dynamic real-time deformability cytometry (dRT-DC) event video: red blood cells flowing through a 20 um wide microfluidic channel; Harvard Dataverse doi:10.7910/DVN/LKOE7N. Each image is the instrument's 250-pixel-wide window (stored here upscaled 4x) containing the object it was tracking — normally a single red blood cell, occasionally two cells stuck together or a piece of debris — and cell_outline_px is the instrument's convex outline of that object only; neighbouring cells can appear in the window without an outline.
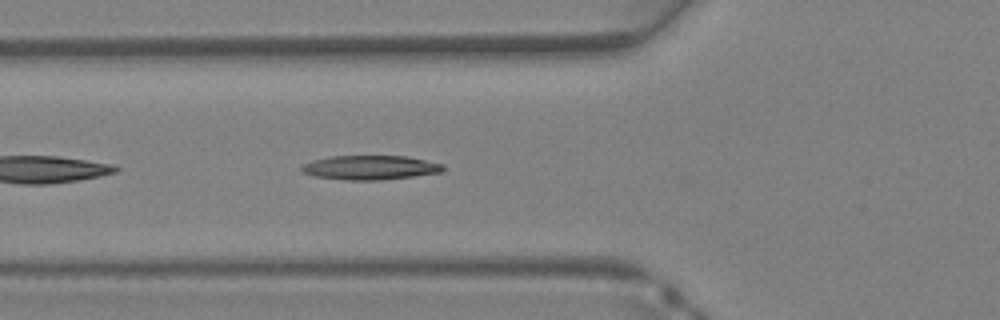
{"species": "Egyptian fruit bat (a non-hibernating species)", "species_latin": "Rousettus aegyptiacus", "temperature_condition": "warm", "stored_images_in_passage": 32, "camera_frame_rate_fps": 3000, "um_per_image_px": 0.085, "animal": {"sex": "female"}, "frame": {"image": 1, "passage_image": 9, "time_ms": 2.667, "image_size_px": [1000, 320], "cell_outline_px": [[444, 172], [380, 180], [344, 180], [316, 176], [304, 172], [300, 168], [304, 164], [312, 160], [332, 156], [404, 156], [444, 164]], "centroid_in_image_um": [31.48, 14.24], "position_along_channel_um": 94.3, "area_um2": 19.83}}
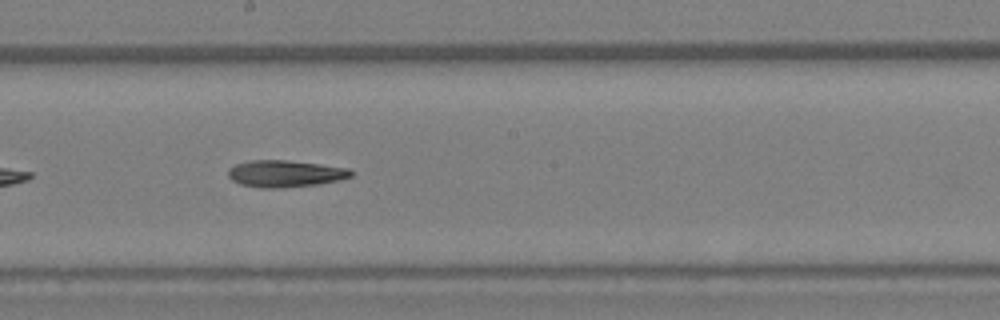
{"frame": {"image": 2, "passage_image": 16, "time_ms": 5.0, "image_size_px": [1000, 320], "cell_outline_px": [[352, 176], [336, 180], [316, 184], [280, 188], [260, 188], [240, 184], [232, 180], [228, 176], [228, 168], [236, 164], [252, 160], [288, 160], [320, 164], [348, 168], [352, 172]], "centroid_in_image_um": [24.19, 14.75], "position_along_channel_um": 224.0, "area_um2": 19.07}}
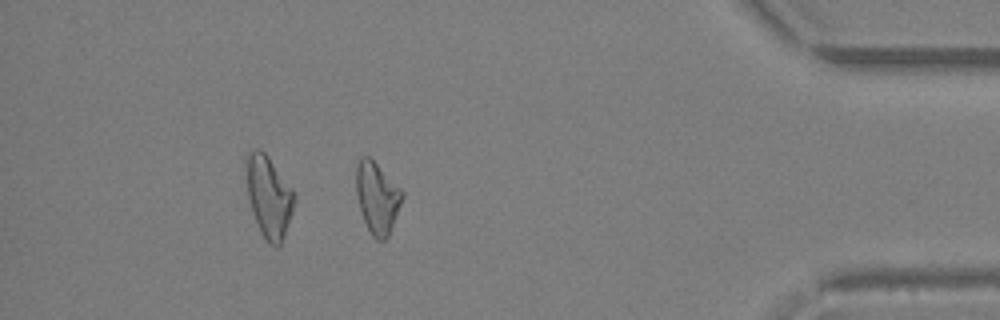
{"frame": {"image": 3, "passage_image": 28, "time_ms": 9.0, "image_size_px": [1000, 320], "cell_outline_px": [[404, 196], [388, 236], [384, 240], [376, 240], [372, 236], [364, 220], [356, 196], [356, 164], [360, 156], [368, 156], [404, 192]], "centroid_in_image_um": [32.04, 16.8], "position_along_channel_um": 403.2, "area_um2": 18.9}}